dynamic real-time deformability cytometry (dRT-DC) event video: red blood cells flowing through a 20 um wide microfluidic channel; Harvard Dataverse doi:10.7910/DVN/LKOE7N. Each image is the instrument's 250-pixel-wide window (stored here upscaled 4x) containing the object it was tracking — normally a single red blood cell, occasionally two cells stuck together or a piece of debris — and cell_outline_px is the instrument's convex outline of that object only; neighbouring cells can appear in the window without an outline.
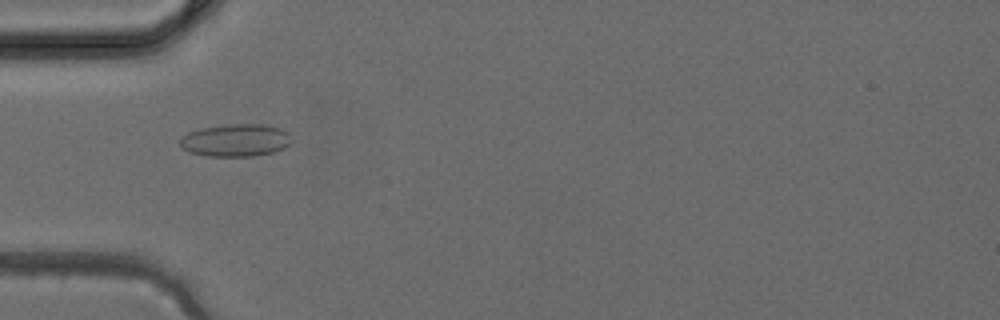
{"species": "common noctule bat (a hibernating species)", "species_latin": "Nyctalus noctula", "temperature_condition": "cold", "stored_images_in_passage": 37, "camera_frame_rate_fps": 3000, "um_per_image_px": 0.085, "animal": {"sex": "female", "body_mass_g": 24.6, "forearm_length_mm": 56.2}, "frame": {"image": 1, "passage_image": 12, "time_ms": 3.667, "image_size_px": [1000, 320], "cell_outline_px": [[292, 144], [284, 148], [272, 152], [256, 156], [208, 156], [188, 152], [180, 148], [180, 140], [188, 132], [200, 128], [224, 124], [268, 124], [280, 128], [288, 132], [292, 140]], "centroid_in_image_um": [20.05, 11.92], "position_along_channel_um": 65.0, "area_um2": 21.5}}
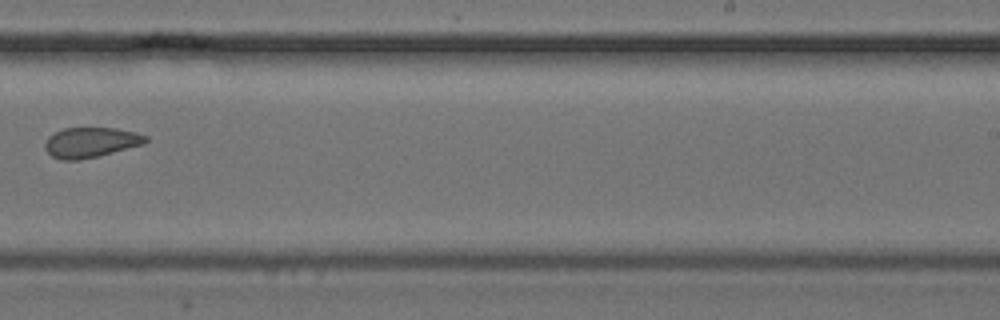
{"frame": {"image": 2, "passage_image": 24, "time_ms": 7.667, "image_size_px": [1000, 320], "cell_outline_px": [[148, 140], [144, 144], [100, 156], [80, 160], [60, 160], [52, 156], [44, 148], [44, 144], [48, 136], [64, 128], [116, 128], [136, 132], [148, 136]], "centroid_in_image_um": [7.73, 12.11], "position_along_channel_um": 281.3, "area_um2": 17.86}}
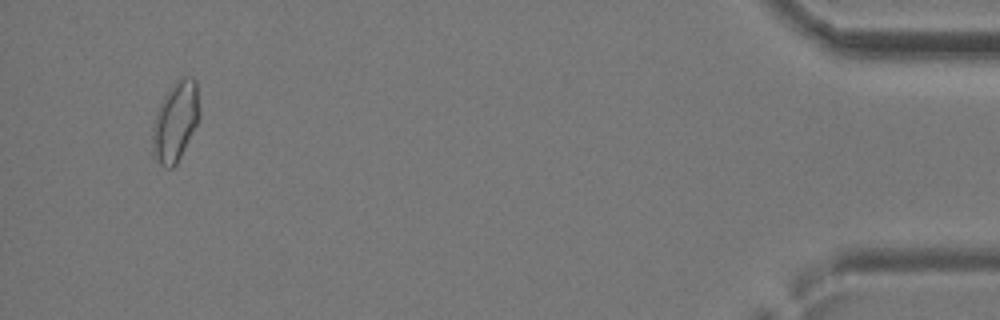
{"frame": {"image": 3, "passage_image": 36, "time_ms": 11.667, "image_size_px": [1000, 320], "cell_outline_px": [[200, 116], [176, 164], [172, 168], [164, 168], [152, 156], [152, 124], [156, 112], [164, 96], [176, 80], [184, 76], [192, 76], [196, 80], [200, 112]], "centroid_in_image_um": [14.89, 10.32], "position_along_channel_um": 420.3, "area_um2": 21.85}}